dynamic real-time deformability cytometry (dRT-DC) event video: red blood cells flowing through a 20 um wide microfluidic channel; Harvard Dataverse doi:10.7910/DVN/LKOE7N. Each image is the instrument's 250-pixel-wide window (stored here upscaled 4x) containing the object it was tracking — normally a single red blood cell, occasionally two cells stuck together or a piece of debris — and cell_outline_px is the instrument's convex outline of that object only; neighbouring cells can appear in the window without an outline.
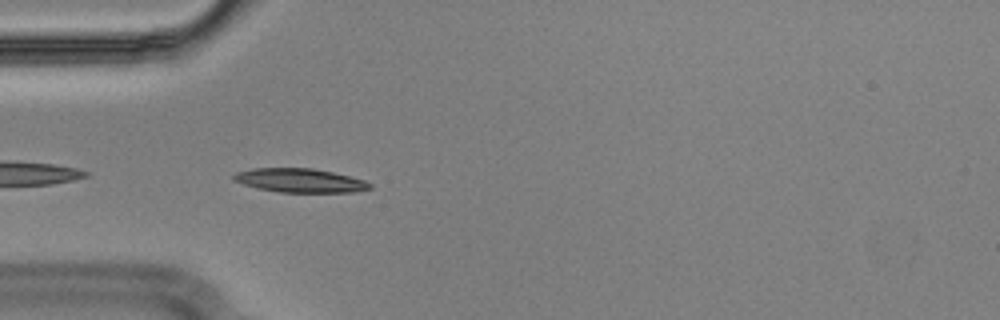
{"species": "Egyptian fruit bat (a non-hibernating species)", "species_latin": "Rousettus aegyptiacus", "temperature_condition": "cold", "stored_images_in_passage": 11, "camera_frame_rate_fps": 3000, "um_per_image_px": 0.085, "animal": {"sex": "male"}, "frame": {"image": 1, "passage_image": 2, "time_ms": 0.333, "image_size_px": [1000, 320], "cell_outline_px": [[372, 188], [356, 192], [280, 192], [260, 188], [244, 184], [232, 180], [232, 176], [236, 172], [252, 168], [312, 168], [332, 172], [364, 180], [372, 184]], "centroid_in_image_um": [25.5, 15.33], "position_along_channel_um": 59.5, "area_um2": 18.84}}